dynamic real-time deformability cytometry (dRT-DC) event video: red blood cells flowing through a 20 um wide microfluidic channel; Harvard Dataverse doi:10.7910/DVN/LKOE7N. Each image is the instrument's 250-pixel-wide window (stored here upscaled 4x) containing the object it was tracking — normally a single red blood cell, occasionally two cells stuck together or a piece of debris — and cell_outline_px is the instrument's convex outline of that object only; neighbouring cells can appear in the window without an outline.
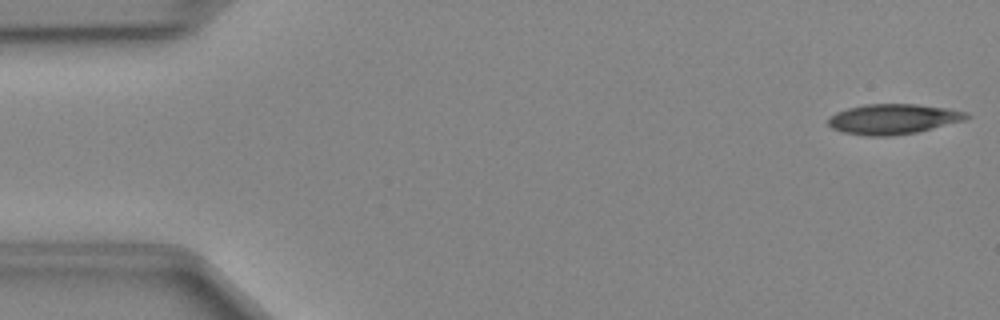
{"species": "Egyptian fruit bat (a non-hibernating species)", "species_latin": "Rousettus aegyptiacus", "temperature_condition": "cold", "stored_images_in_passage": 47, "camera_frame_rate_fps": 3000, "um_per_image_px": 0.085, "animal": {"sex": "female"}, "frame": {"image": 1, "passage_image": 1, "time_ms": 0.0, "image_size_px": [1000, 320], "cell_outline_px": [[972, 116], [964, 120], [916, 132], [892, 136], [864, 136], [844, 132], [832, 128], [828, 124], [828, 116], [836, 112], [848, 108], [864, 104], [916, 104], [948, 108], [968, 112]], "centroid_in_image_um": [75.91, 10.11], "position_along_channel_um": 9.1, "area_um2": 24.39}}
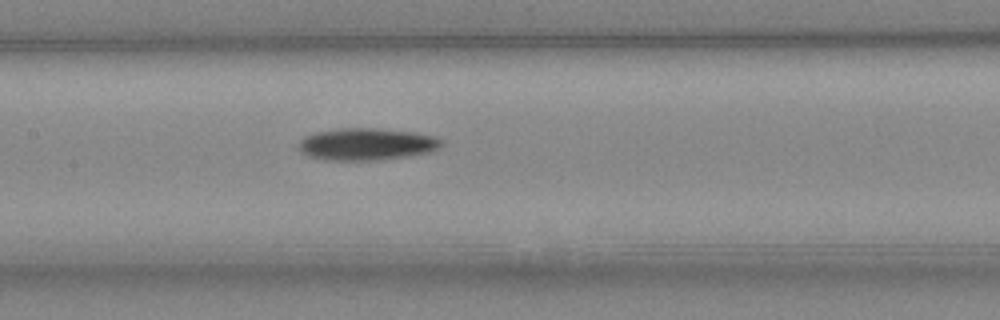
{"frame": {"image": 2, "passage_image": 22, "time_ms": 7.0, "image_size_px": [1000, 320], "cell_outline_px": [[444, 144], [440, 148], [432, 152], [368, 160], [336, 160], [308, 156], [300, 148], [300, 140], [304, 136], [312, 132], [340, 128], [380, 128], [416, 132], [436, 136], [444, 140]], "centroid_in_image_um": [31.22, 12.22], "position_along_channel_um": 176.2, "area_um2": 26.59}}
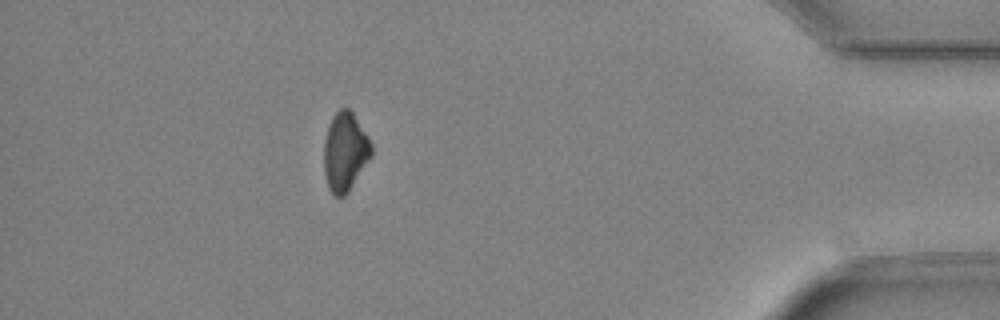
{"frame": {"image": 3, "passage_image": 42, "time_ms": 13.667, "image_size_px": [1000, 320], "cell_outline_px": [[372, 156], [348, 192], [344, 196], [336, 196], [328, 188], [324, 172], [324, 140], [332, 116], [340, 108], [348, 108], [352, 112], [368, 136], [372, 144]], "centroid_in_image_um": [29.33, 12.9], "position_along_channel_um": 405.9, "area_um2": 21.73}}